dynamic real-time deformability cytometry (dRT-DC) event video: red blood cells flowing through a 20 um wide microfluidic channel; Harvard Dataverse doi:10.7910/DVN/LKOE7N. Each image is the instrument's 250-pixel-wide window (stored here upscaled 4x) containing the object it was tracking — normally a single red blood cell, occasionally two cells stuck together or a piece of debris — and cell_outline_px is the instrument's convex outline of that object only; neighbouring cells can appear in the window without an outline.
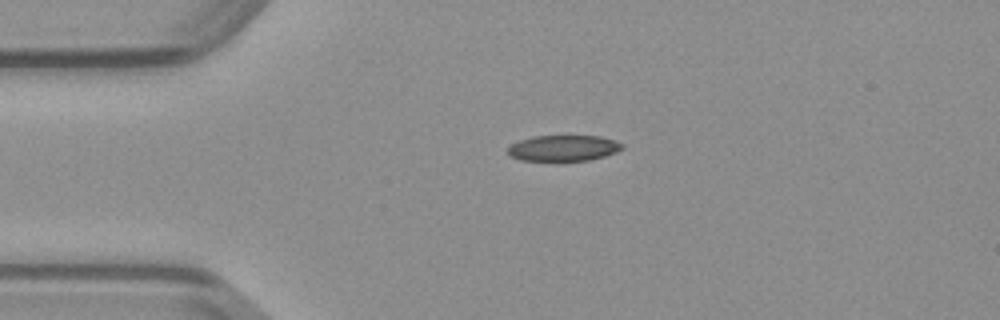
{"species": "common noctule bat (a hibernating species)", "species_latin": "Nyctalus noctula", "temperature_condition": "warm", "stored_images_in_passage": 39, "camera_frame_rate_fps": 3000, "um_per_image_px": 0.085, "animal": {"sex": "male", "body_mass_g": 23.1, "forearm_length_mm": 52.7}, "frame": {"image": 1, "passage_image": 1, "time_ms": 0.0, "image_size_px": [1000, 320], "cell_outline_px": [[624, 148], [616, 152], [604, 156], [588, 160], [520, 160], [508, 156], [508, 148], [512, 144], [520, 140], [532, 136], [600, 136], [616, 140], [624, 144]], "centroid_in_image_um": [47.91, 12.58], "position_along_channel_um": 37.1, "area_um2": 17.22}}
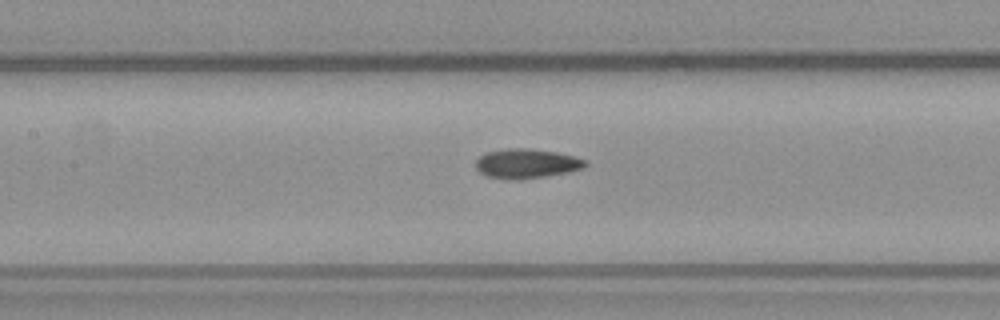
{"frame": {"image": 2, "passage_image": 12, "time_ms": 3.667, "image_size_px": [1000, 320], "cell_outline_px": [[588, 164], [584, 168], [568, 172], [544, 176], [516, 180], [508, 180], [488, 176], [480, 172], [476, 168], [476, 160], [480, 156], [488, 152], [508, 148], [528, 148], [556, 152], [588, 160]], "centroid_in_image_um": [44.77, 13.9], "position_along_channel_um": 162.6, "area_um2": 18.79}}
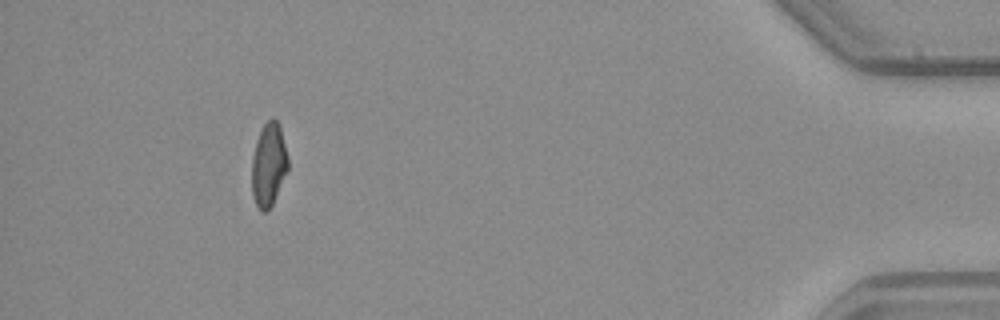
{"frame": {"image": 3, "passage_image": 35, "time_ms": 11.333, "image_size_px": [1000, 320], "cell_outline_px": [[288, 168], [272, 204], [264, 212], [260, 212], [252, 196], [252, 156], [256, 140], [264, 124], [272, 116], [280, 124], [288, 156]], "centroid_in_image_um": [22.83, 13.96], "position_along_channel_um": 412.4, "area_um2": 17.57}}